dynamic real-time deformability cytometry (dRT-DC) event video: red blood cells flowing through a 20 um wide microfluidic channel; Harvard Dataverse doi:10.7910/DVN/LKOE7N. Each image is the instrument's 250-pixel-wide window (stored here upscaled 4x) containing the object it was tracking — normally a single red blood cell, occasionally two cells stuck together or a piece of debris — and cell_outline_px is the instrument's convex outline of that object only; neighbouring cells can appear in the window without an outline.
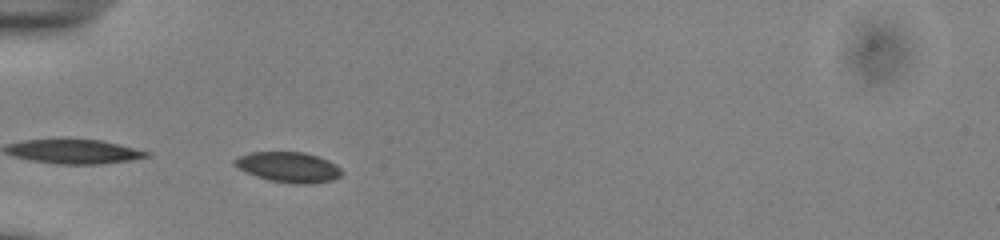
{"species": "common noctule bat (a hibernating species)", "species_latin": "Nyctalus noctula", "temperature_condition": "cold", "stored_images_in_passage": 19, "camera_frame_rate_fps": 3000, "um_per_image_px": 0.085, "animal": {"sex": "male", "body_mass_g": 13.0, "forearm_length_mm": 53.1}, "frame": {"image": 1, "passage_image": 1, "time_ms": 0.0, "image_size_px": [1000, 240], "cell_outline_px": [[344, 172], [340, 176], [332, 180], [312, 184], [292, 184], [268, 180], [256, 176], [232, 164], [232, 160], [240, 156], [252, 152], [304, 152], [328, 160], [340, 168]], "centroid_in_image_um": [24.54, 14.22], "position_along_channel_um": 60.5, "area_um2": 18.9}}